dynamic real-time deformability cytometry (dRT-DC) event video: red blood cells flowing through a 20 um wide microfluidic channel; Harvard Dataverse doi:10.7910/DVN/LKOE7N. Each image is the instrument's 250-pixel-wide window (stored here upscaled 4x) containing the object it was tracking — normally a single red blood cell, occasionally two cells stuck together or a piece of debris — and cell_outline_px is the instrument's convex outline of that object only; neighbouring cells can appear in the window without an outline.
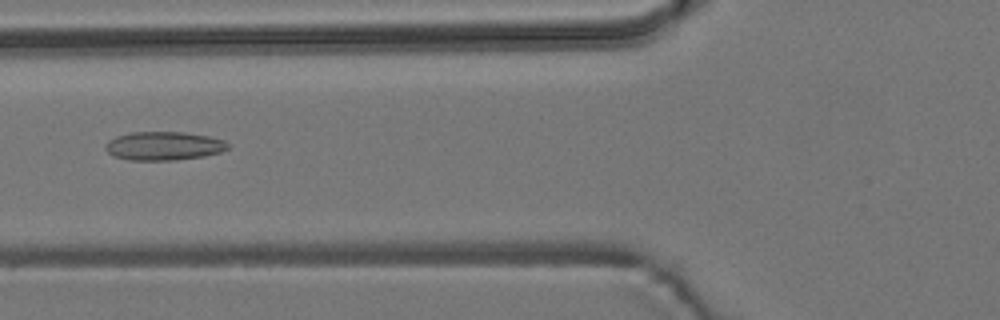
{"species": "common noctule bat (a hibernating species)", "species_latin": "Nyctalus noctula", "temperature_condition": "room temperature", "stored_images_in_passage": 7, "camera_frame_rate_fps": 3000, "um_per_image_px": 0.085, "animal": {"sex": "male", "body_mass_g": 19.2, "forearm_length_mm": 51.8}, "frame": {"image": 1, "passage_image": 7, "time_ms": 6.667, "image_size_px": [1000, 320], "cell_outline_px": [[228, 148], [220, 152], [204, 156], [176, 160], [128, 160], [112, 156], [104, 148], [104, 144], [108, 140], [116, 136], [132, 132], [184, 132], [208, 136], [224, 140], [228, 144]], "centroid_in_image_um": [13.87, 12.4], "position_along_channel_um": 111.9, "area_um2": 20.52}}